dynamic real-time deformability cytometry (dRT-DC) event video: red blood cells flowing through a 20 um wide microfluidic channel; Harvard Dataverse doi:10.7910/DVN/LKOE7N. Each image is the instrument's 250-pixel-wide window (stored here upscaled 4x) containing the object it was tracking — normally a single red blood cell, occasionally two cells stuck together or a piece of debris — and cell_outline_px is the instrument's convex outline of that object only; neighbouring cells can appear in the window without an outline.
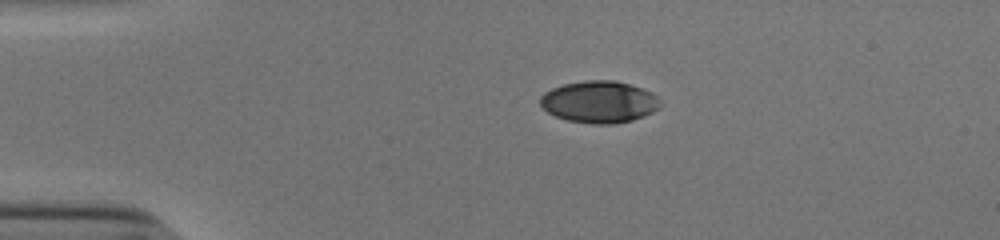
{"species": "human", "species_latin": "Homo sapiens", "temperature_condition": "cold", "stored_images_in_passage": 43, "camera_frame_rate_fps": 3000, "um_per_image_px": 0.085, "donor": {"sex": "male"}, "frame": {"image": 1, "passage_image": 1, "time_ms": 0.0, "image_size_px": [1000, 240], "cell_outline_px": [[660, 108], [644, 116], [632, 120], [616, 124], [592, 124], [568, 120], [556, 116], [548, 112], [540, 104], [540, 96], [544, 92], [552, 88], [564, 84], [584, 80], [616, 80], [652, 92], [656, 96]], "centroid_in_image_um": [50.92, 8.66], "position_along_channel_um": 34.1, "area_um2": 29.25}}
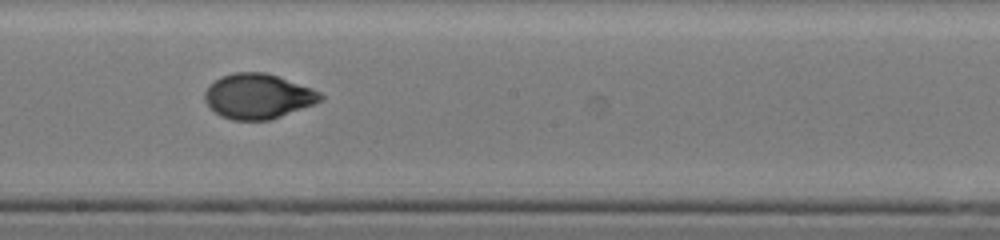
{"frame": {"image": 2, "passage_image": 20, "time_ms": 6.333, "image_size_px": [1000, 240], "cell_outline_px": [[324, 100], [316, 104], [268, 120], [232, 120], [220, 116], [204, 100], [204, 92], [220, 76], [232, 72], [264, 72], [312, 88], [320, 92], [324, 96]], "centroid_in_image_um": [21.95, 8.18], "position_along_channel_um": 226.3, "area_um2": 30.23}}
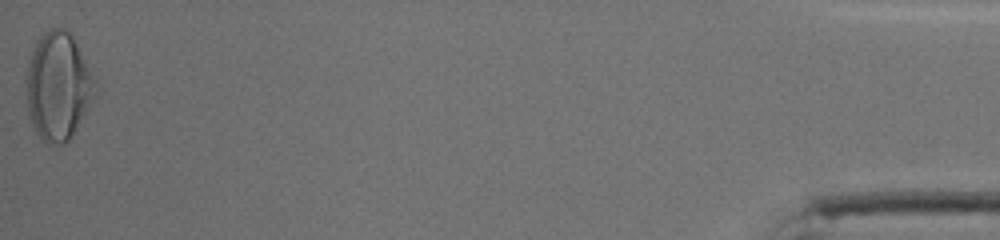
{"frame": {"image": 3, "passage_image": 43, "time_ms": 14.0, "image_size_px": [1000, 240], "cell_outline_px": [[100, 92], [68, 140], [64, 144], [48, 144], [36, 132], [32, 124], [28, 112], [24, 80], [28, 64], [32, 52], [40, 36], [48, 28], [64, 28], [72, 36], [96, 80]], "centroid_in_image_um": [4.95, 7.34], "position_along_channel_um": 430.2, "area_um2": 43.64}, "authors_computed_cell_mechanics": {"area_um2": 30.2294, "velocity_mm_per_s": 3.8546, "shape_relaxation_time_tau1_ms": 6.3183, "shape_relaxation_time_tau2_ms": 1.0454, "deformation_change_tau1": 0.2063, "deformation_change_tau2": 0.0433}}